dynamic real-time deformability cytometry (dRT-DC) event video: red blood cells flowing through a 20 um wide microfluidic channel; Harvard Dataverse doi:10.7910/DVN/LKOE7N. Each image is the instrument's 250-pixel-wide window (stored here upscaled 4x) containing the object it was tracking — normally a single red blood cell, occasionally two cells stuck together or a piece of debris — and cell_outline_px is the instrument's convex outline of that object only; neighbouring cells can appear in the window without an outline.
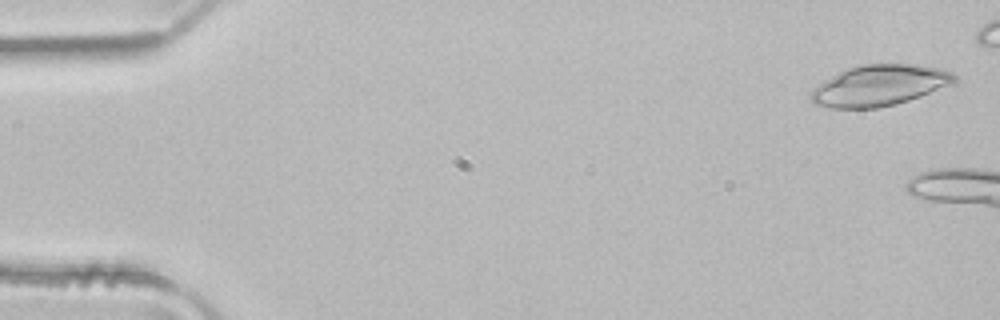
{"species": "common noctule bat (a hibernating species)", "species_latin": "Nyctalus noctula", "temperature_condition": "room temperature", "stored_images_in_passage": 4, "camera_frame_rate_fps": 3000, "um_per_image_px": 0.085, "animal": {"sex": "male", "body_mass_g": 21.5, "forearm_length_mm": 52.0}, "frame": {"image": 1, "passage_image": 1, "time_ms": 0.0, "image_size_px": [1000, 320], "cell_outline_px": [[956, 80], [948, 84], [920, 96], [896, 104], [880, 108], [832, 108], [816, 104], [812, 100], [808, 92], [832, 76], [848, 68], [860, 64], [916, 64], [936, 68], [952, 72], [956, 76]], "centroid_in_image_um": [74.71, 7.26], "position_along_channel_um": 10.3, "area_um2": 33.7}}